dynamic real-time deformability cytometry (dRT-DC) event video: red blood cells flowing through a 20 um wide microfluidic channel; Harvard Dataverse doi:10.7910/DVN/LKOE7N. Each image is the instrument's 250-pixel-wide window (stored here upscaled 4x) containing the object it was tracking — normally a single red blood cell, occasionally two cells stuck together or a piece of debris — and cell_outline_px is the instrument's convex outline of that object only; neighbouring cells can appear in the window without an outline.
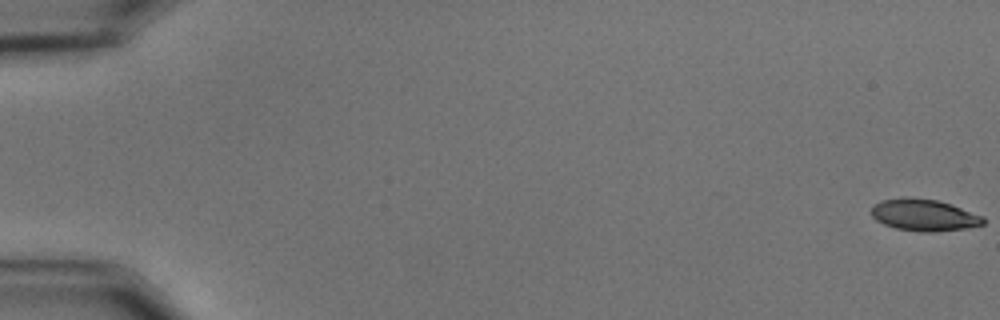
{"species": "common noctule bat (a hibernating species)", "species_latin": "Nyctalus noctula", "temperature_condition": "cold", "stored_images_in_passage": 58, "camera_frame_rate_fps": 3000, "um_per_image_px": 0.085, "animal": {"sex": "male", "body_mass_g": 15.6}, "frame": {"image": 1, "passage_image": 1, "time_ms": 0.0, "image_size_px": [1000, 320], "cell_outline_px": [[984, 224], [968, 228], [936, 232], [920, 232], [896, 228], [884, 224], [876, 220], [872, 216], [872, 208], [880, 200], [904, 196], [936, 200], [952, 204], [984, 216]], "centroid_in_image_um": [78.56, 18.27], "position_along_channel_um": 6.4, "area_um2": 20.92}}
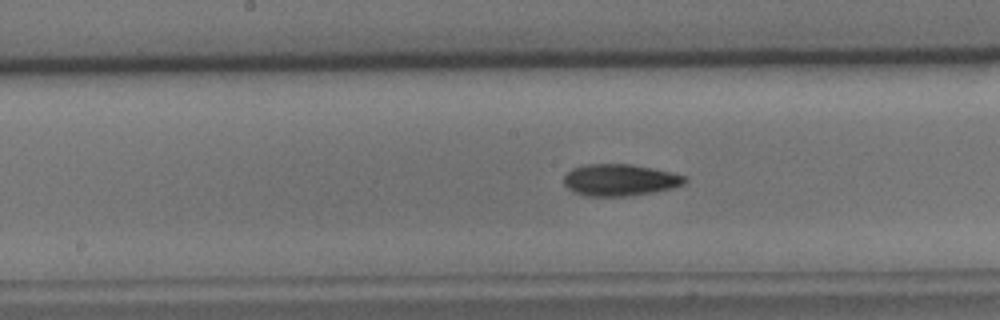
{"frame": {"image": 2, "passage_image": 31, "time_ms": 10.0, "image_size_px": [1000, 320], "cell_outline_px": [[688, 180], [684, 184], [672, 188], [652, 192], [624, 196], [584, 196], [568, 188], [564, 184], [564, 176], [572, 168], [584, 164], [632, 164], [652, 168], [684, 176]], "centroid_in_image_um": [52.66, 15.29], "position_along_channel_um": 195.5, "area_um2": 22.2}}
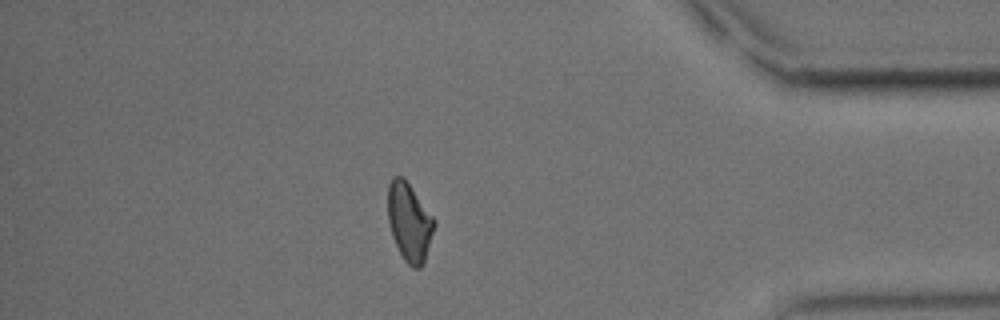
{"frame": {"image": 3, "passage_image": 51, "time_ms": 16.667, "image_size_px": [1000, 320], "cell_outline_px": [[436, 224], [424, 260], [420, 268], [412, 268], [404, 260], [392, 236], [388, 220], [388, 184], [392, 176], [400, 176], [408, 184], [436, 220]], "centroid_in_image_um": [34.79, 18.88], "position_along_channel_um": 400.4, "area_um2": 20.81}, "authors_computed_cell_mechanics": {"area_um2": 21.2704, "velocity_mm_per_s": 3.5369, "shape_relaxation_time_tau1_ms": 4.6543, "shape_relaxation_time_tau2_ms": 5.3387, "deformation_change_tau1": 0.1388, "deformation_change_tau2": 0.1255}}